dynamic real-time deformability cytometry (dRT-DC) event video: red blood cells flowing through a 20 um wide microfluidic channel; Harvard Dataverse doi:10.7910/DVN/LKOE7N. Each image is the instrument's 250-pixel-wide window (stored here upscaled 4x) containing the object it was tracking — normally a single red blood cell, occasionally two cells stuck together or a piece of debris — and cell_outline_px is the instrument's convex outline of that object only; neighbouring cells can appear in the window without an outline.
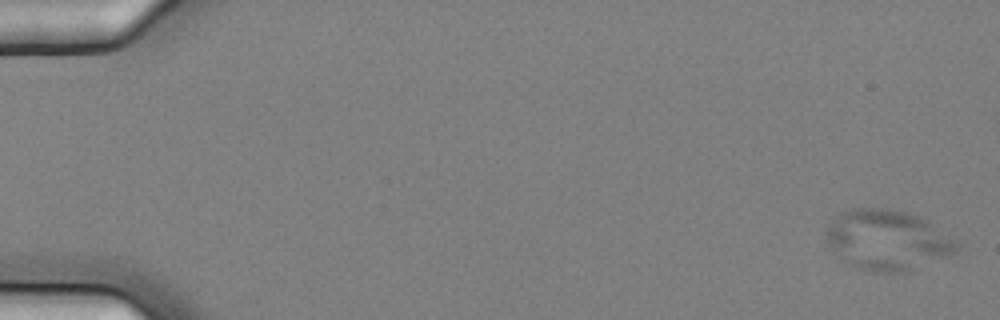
{"species": "common noctule bat (a hibernating species)", "species_latin": "Nyctalus noctula", "temperature_condition": "cold", "stored_images_in_passage": 10, "camera_frame_rate_fps": 3000, "um_per_image_px": 0.085, "animal": {"sex": "female", "body_mass_g": 25.1}, "frame": {"image": 1, "passage_image": 2, "time_ms": 0.333, "image_size_px": [1000, 320], "cell_outline_px": [[960, 244], [956, 252], [952, 256], [908, 272], [872, 272], [856, 268], [844, 260], [828, 244], [828, 228], [832, 220], [840, 212], [852, 208], [888, 208], [908, 212], [920, 216]], "centroid_in_image_um": [75.47, 20.41], "position_along_channel_um": 9.5, "area_um2": 45.78}}